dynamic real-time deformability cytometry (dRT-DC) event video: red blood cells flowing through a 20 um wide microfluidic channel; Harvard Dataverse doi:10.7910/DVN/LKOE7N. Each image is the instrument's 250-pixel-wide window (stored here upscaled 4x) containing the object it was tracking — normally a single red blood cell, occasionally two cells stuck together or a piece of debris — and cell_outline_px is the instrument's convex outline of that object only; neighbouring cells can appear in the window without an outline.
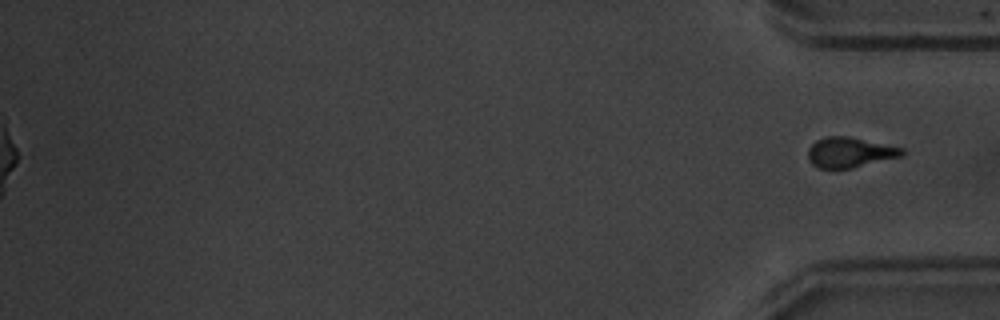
{"species": "common noctule bat (a hibernating species)", "species_latin": "Nyctalus noctula", "temperature_condition": "warm", "stored_images_in_passage": 39, "segment_of_instrument_passage": [2, 2], "camera_frame_rate_fps": 3000, "um_per_image_px": 0.085, "animal": {"sex": "male", "body_mass_g": 20.1, "forearm_length_mm": 53.5}, "frame": {"image": 1, "passage_image": 39, "time_ms": 12.667, "image_size_px": [1000, 320], "cell_outline_px": [[904, 156], [852, 168], [816, 168], [808, 160], [808, 148], [816, 140], [824, 136], [848, 136], [904, 148]], "centroid_in_image_um": [72.23, 12.95], "position_along_channel_um": 363.0, "area_um2": 16.7}}